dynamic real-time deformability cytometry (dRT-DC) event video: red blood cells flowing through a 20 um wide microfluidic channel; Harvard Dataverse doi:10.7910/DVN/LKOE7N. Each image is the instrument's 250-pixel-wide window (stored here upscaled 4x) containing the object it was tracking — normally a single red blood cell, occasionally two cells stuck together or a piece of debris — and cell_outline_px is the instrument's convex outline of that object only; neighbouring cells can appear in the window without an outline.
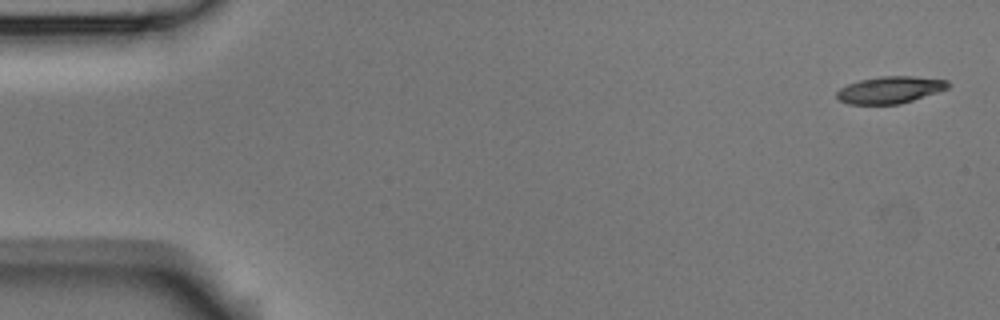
{"species": "Egyptian fruit bat (a non-hibernating species)", "species_latin": "Rousettus aegyptiacus", "temperature_condition": "room temperature", "stored_images_in_passage": 5, "camera_frame_rate_fps": 3000, "um_per_image_px": 0.085, "animal": {"sex": "male"}, "frame": {"image": 1, "passage_image": 1, "time_ms": 0.0, "image_size_px": [1000, 320], "cell_outline_px": [[948, 88], [900, 104], [848, 104], [840, 100], [836, 96], [836, 92], [840, 88], [848, 84], [860, 80], [880, 76], [912, 76], [948, 80]], "centroid_in_image_um": [75.62, 7.63], "position_along_channel_um": 9.4, "area_um2": 17.28}}
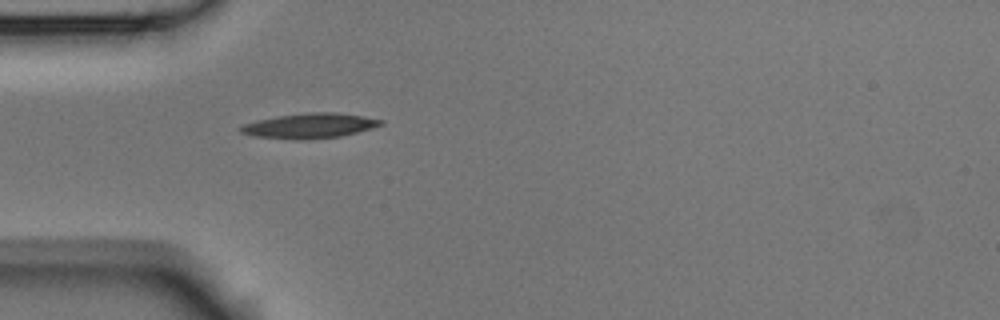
{"frame": {"image": 2, "passage_image": 5, "time_ms": 1.333, "image_size_px": [1000, 320], "cell_outline_px": [[384, 124], [372, 128], [340, 136], [300, 140], [252, 136], [240, 132], [240, 128], [244, 124], [256, 120], [276, 116], [312, 112], [332, 112], [364, 116], [384, 120]], "centroid_in_image_um": [26.32, 10.68], "position_along_channel_um": 58.7, "area_um2": 20.29}}